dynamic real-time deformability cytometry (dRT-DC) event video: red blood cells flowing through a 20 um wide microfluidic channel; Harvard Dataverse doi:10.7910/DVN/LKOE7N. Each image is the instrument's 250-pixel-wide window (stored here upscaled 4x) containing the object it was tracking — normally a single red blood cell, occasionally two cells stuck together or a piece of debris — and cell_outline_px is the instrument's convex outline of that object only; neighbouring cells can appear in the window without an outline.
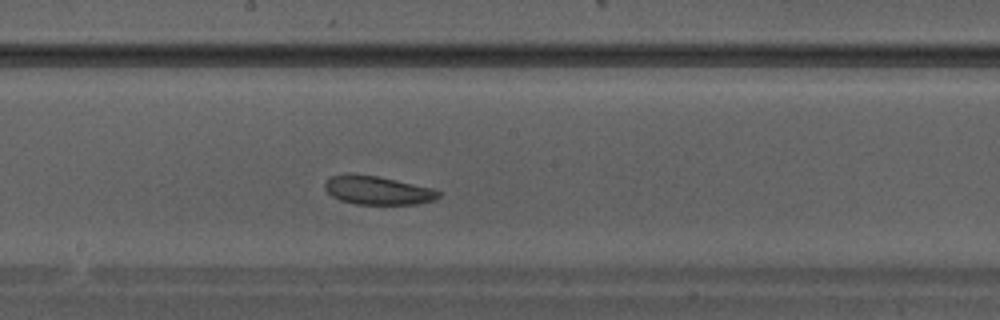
{"species": "Egyptian fruit bat (a non-hibernating species)", "species_latin": "Rousettus aegyptiacus", "temperature_condition": "warm", "stored_images_in_passage": 29, "camera_frame_rate_fps": 3000, "um_per_image_px": 0.085, "animal": {"sex": "male"}, "frame": {"image": 1, "passage_image": 13, "time_ms": 4.0, "image_size_px": [1000, 320], "cell_outline_px": [[440, 196], [436, 200], [416, 204], [356, 204], [340, 200], [332, 196], [324, 188], [324, 180], [332, 176], [348, 172], [376, 176], [396, 180], [432, 188], [440, 192]], "centroid_in_image_um": [32.06, 16.17], "position_along_channel_um": 216.1, "area_um2": 19.07}}